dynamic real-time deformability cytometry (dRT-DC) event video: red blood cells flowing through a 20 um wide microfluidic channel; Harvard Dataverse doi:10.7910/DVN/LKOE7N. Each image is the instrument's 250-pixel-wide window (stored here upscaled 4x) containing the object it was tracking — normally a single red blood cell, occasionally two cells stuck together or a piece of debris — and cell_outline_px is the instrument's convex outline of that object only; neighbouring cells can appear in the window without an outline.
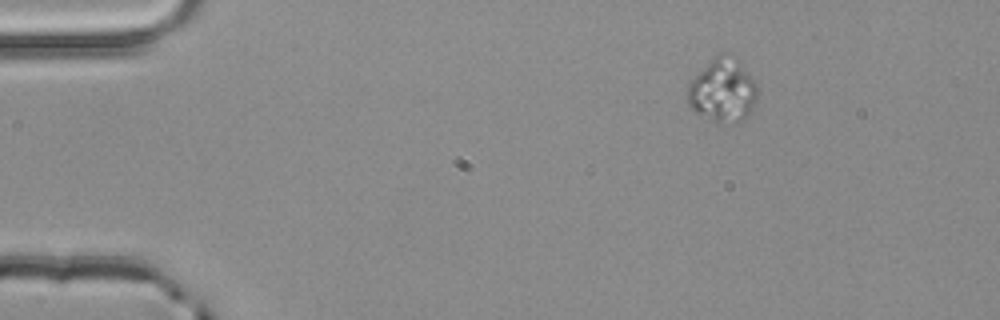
{"species": "common noctule bat (a hibernating species)", "species_latin": "Nyctalus noctula", "temperature_condition": "room temperature", "stored_images_in_passage": 3, "camera_frame_rate_fps": 3000, "um_per_image_px": 0.085, "animal": {"sex": "male", "body_mass_g": 20.4}, "frame": {"image": 1, "passage_image": 3, "time_ms": 0.667, "image_size_px": [1000, 320], "cell_outline_px": [[760, 88], [756, 100], [752, 108], [744, 120], [732, 124], [712, 120], [696, 112], [688, 104], [688, 84], [716, 56], [724, 52], [736, 56], [740, 60], [756, 80]], "centroid_in_image_um": [61.52, 7.67], "position_along_channel_um": 23.5, "area_um2": 26.01}}